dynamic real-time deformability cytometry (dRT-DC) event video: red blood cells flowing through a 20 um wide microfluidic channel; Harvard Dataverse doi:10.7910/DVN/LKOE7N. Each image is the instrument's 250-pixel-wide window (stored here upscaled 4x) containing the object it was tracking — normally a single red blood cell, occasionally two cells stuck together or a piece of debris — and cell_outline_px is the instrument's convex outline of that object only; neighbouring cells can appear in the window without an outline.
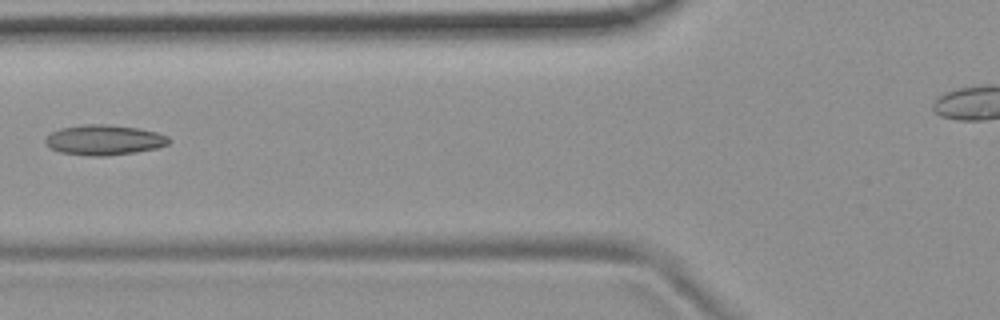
{"species": "common noctule bat (a hibernating species)", "species_latin": "Nyctalus noctula", "temperature_condition": "room temperature", "stored_images_in_passage": 6, "segment_of_instrument_passage": [1, 2], "camera_frame_rate_fps": 3000, "um_per_image_px": 0.085, "animal": {"sex": "female", "body_mass_g": 19.9}, "frame": {"image": 1, "passage_image": 5, "time_ms": 4.667, "image_size_px": [1000, 320], "cell_outline_px": [[172, 140], [168, 144], [156, 148], [136, 152], [108, 156], [88, 156], [60, 152], [44, 144], [44, 140], [52, 132], [60, 128], [80, 124], [108, 124], [136, 128], [156, 132], [168, 136]], "centroid_in_image_um": [8.84, 11.9], "position_along_channel_um": 117.0, "area_um2": 21.85}}